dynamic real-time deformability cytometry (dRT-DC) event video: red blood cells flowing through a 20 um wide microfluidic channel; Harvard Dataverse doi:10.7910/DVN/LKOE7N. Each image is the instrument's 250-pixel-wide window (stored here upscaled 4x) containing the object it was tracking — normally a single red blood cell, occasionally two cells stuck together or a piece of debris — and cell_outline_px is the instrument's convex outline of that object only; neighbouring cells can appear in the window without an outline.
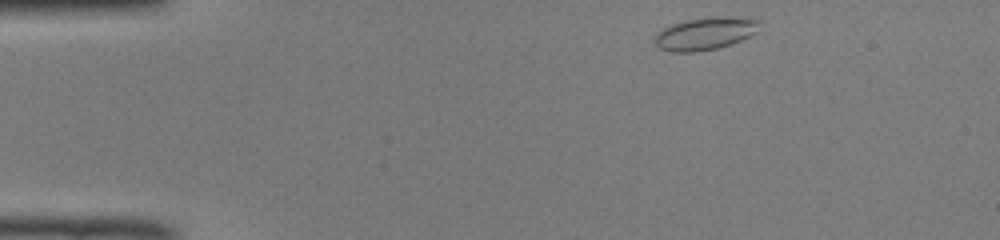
{"species": "common noctule bat (a hibernating species)", "species_latin": "Nyctalus noctula", "temperature_condition": "room temperature", "stored_images_in_passage": 44, "camera_frame_rate_fps": 3000, "um_per_image_px": 0.085, "animal": {"sex": "male", "body_mass_g": 19.0, "forearm_length_mm": 50.8}, "frame": {"image": 1, "passage_image": 1, "time_ms": 0.0, "image_size_px": [1000, 240], "cell_outline_px": [[764, 20], [756, 32], [732, 44], [716, 48], [696, 52], [672, 52], [660, 48], [656, 44], [656, 36], [664, 28], [672, 24], [688, 20], [716, 16], [748, 16]], "centroid_in_image_um": [60.06, 2.82], "position_along_channel_um": 24.9, "area_um2": 20.0}}
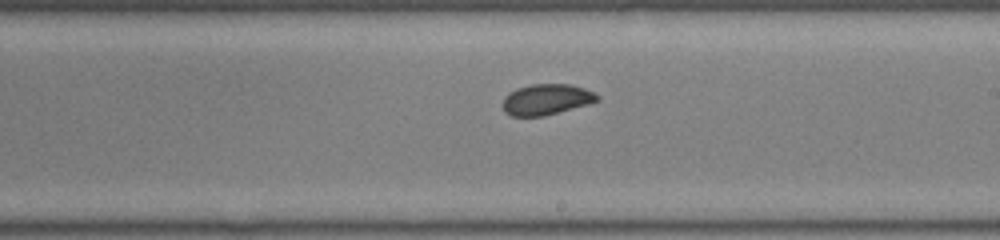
{"frame": {"image": 2, "passage_image": 23, "time_ms": 7.333, "image_size_px": [1000, 240], "cell_outline_px": [[600, 100], [588, 104], [544, 116], [512, 116], [504, 112], [504, 96], [508, 92], [516, 88], [532, 84], [568, 84], [584, 88], [600, 96]], "centroid_in_image_um": [46.43, 8.45], "position_along_channel_um": 242.6, "area_um2": 16.94}}
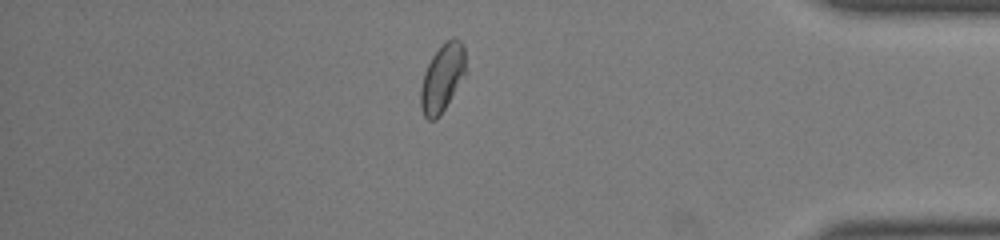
{"frame": {"image": 3, "passage_image": 37, "time_ms": 12.0, "image_size_px": [1000, 240], "cell_outline_px": [[468, 72], [440, 116], [436, 120], [428, 120], [424, 116], [420, 108], [420, 88], [424, 72], [432, 56], [444, 40], [452, 36], [460, 40], [464, 44]], "centroid_in_image_um": [37.63, 6.59], "position_along_channel_um": 397.6, "area_um2": 18.55}, "authors_computed_cell_mechanics": {"area_um2": 17.3978, "velocity_mm_per_s": 3.9881, "shape_relaxation_time_tau1_ms": 10.6258, "shape_relaxation_time_tau2_ms": null, "deformation_change_tau1": 0.1615, "deformation_change_tau2": null}}